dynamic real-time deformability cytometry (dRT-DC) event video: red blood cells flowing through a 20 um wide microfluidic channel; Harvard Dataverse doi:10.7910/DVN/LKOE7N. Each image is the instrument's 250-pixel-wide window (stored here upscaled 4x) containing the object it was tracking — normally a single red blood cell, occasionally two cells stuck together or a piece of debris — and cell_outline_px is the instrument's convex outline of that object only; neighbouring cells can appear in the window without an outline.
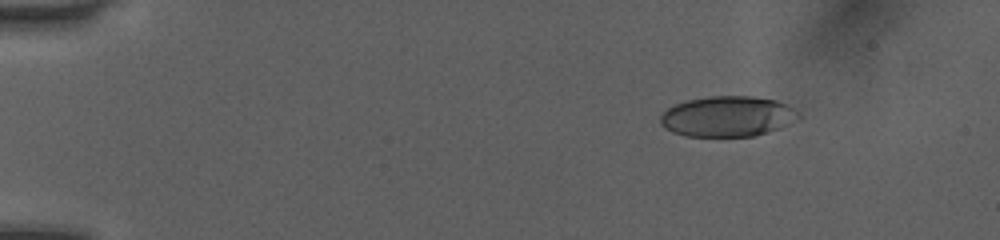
{"species": "human", "species_latin": "Homo sapiens", "temperature_condition": "room temperature", "stored_images_in_passage": 52, "camera_frame_rate_fps": 3000, "um_per_image_px": 0.085, "donor": {"sex": "female"}, "frame": {"image": 1, "passage_image": 8, "time_ms": 2.333, "image_size_px": [1000, 240], "cell_outline_px": [[800, 120], [780, 128], [768, 132], [752, 136], [684, 136], [672, 132], [664, 128], [660, 124], [660, 116], [668, 108], [676, 104], [688, 100], [708, 96], [752, 96], [776, 100], [800, 112]], "centroid_in_image_um": [61.86, 9.9], "position_along_channel_um": 23.1, "area_um2": 32.77}}
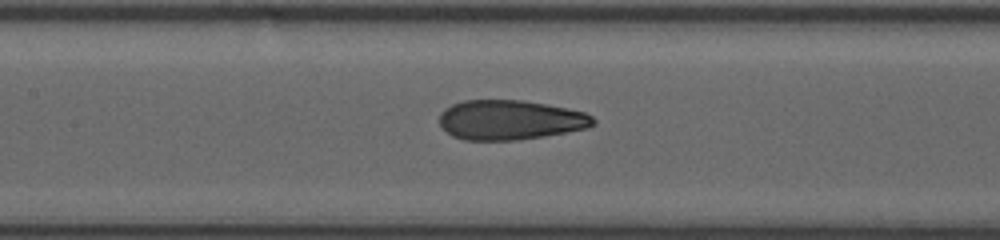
{"frame": {"image": 2, "passage_image": 26, "time_ms": 8.333, "image_size_px": [1000, 240], "cell_outline_px": [[596, 124], [588, 128], [544, 136], [516, 140], [464, 140], [452, 136], [440, 124], [440, 112], [444, 108], [452, 104], [464, 100], [524, 100], [548, 104], [568, 108], [584, 112], [592, 116], [596, 120]], "centroid_in_image_um": [43.38, 10.19], "position_along_channel_um": 164.0, "area_um2": 35.78}}
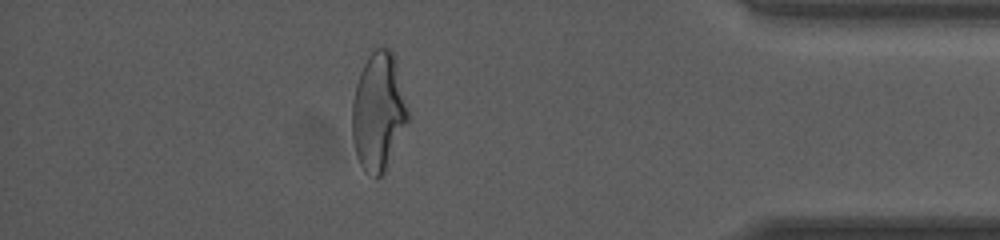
{"frame": {"image": 3, "passage_image": 46, "time_ms": 15.0, "image_size_px": [1000, 240], "cell_outline_px": [[408, 120], [384, 172], [376, 180], [364, 172], [356, 156], [352, 140], [352, 104], [356, 84], [368, 48], [392, 48], [408, 112]], "centroid_in_image_um": [32.12, 9.47], "position_along_channel_um": 403.1, "area_um2": 38.49}, "authors_computed_cell_mechanics": {"area_um2": 35.7782, "velocity_mm_per_s": 4.0837, "shape_relaxation_time_tau1_ms": 7.0142, "shape_relaxation_time_tau2_ms": 1.1231, "deformation_change_tau1": 0.2338, "deformation_change_tau2": 0.0853}}